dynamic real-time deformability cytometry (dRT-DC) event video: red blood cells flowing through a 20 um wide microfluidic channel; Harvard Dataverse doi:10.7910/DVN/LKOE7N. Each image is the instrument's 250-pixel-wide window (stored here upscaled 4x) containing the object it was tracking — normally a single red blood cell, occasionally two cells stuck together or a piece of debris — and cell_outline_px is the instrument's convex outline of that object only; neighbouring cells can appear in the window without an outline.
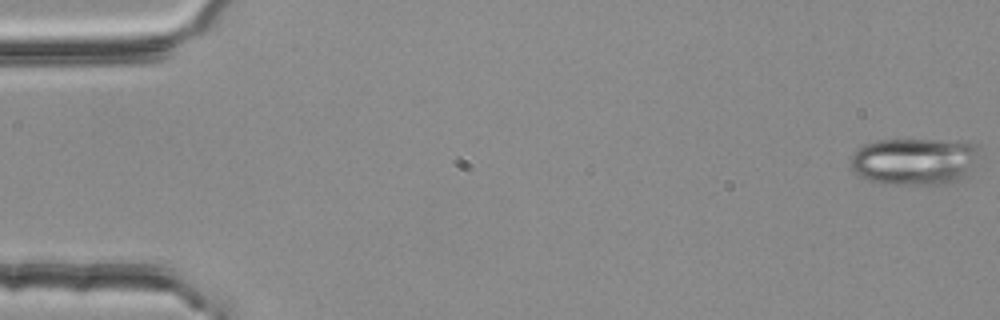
{"species": "common noctule bat (a hibernating species)", "species_latin": "Nyctalus noctula", "temperature_condition": "room temperature", "stored_images_in_passage": 55, "camera_frame_rate_fps": 3000, "um_per_image_px": 0.085, "animal": {"sex": "female", "body_mass_g": 25.1}, "frame": {"image": 1, "passage_image": 1, "time_ms": 0.0, "image_size_px": [1000, 320], "cell_outline_px": [[976, 164], [968, 176], [964, 180], [952, 184], [884, 184], [868, 180], [852, 172], [848, 164], [848, 160], [856, 148], [864, 144], [876, 140], [964, 140], [976, 144]], "centroid_in_image_um": [77.72, 13.72], "position_along_channel_um": 7.3, "area_um2": 36.41}}
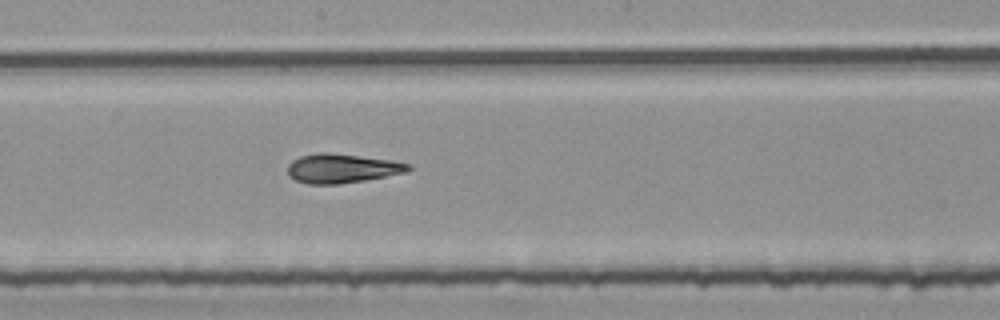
{"frame": {"image": 2, "passage_image": 30, "time_ms": 9.667, "image_size_px": [1000, 320], "cell_outline_px": [[412, 168], [408, 172], [364, 180], [340, 184], [308, 184], [296, 180], [288, 172], [288, 164], [292, 160], [300, 156], [316, 152], [324, 152], [392, 160], [412, 164]], "centroid_in_image_um": [29.09, 14.31], "position_along_channel_um": 219.1, "area_um2": 20.46}}
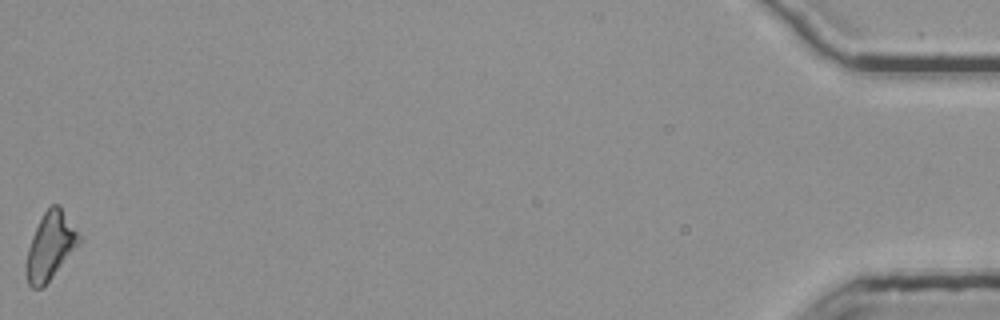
{"frame": {"image": 3, "passage_image": 55, "time_ms": 18.0, "image_size_px": [1000, 320], "cell_outline_px": [[80, 244], [52, 276], [40, 288], [32, 288], [28, 284], [24, 272], [24, 268], [28, 248], [32, 236], [44, 212], [52, 204], [56, 204], [60, 208], [80, 236]], "centroid_in_image_um": [4.23, 20.96], "position_along_channel_um": 431.0, "area_um2": 20.17}, "authors_computed_cell_mechanics": {"area_um2": 20.808, "velocity_mm_per_s": 3.7702, "shape_relaxation_time_tau1_ms": 11.1583, "shape_relaxation_time_tau2_ms": 2.075, "deformation_change_tau1": 0.2663, "deformation_change_tau2": 0.1149}}